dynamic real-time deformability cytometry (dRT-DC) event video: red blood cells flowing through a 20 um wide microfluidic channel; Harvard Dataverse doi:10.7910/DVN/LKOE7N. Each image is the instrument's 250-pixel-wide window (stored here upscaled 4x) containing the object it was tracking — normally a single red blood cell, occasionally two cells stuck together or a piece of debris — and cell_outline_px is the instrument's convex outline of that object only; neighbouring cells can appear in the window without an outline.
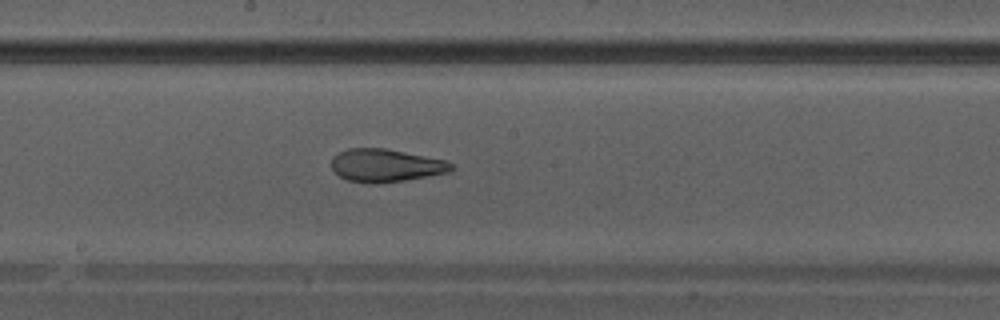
{"species": "Egyptian fruit bat (a non-hibernating species)", "species_latin": "Rousettus aegyptiacus", "temperature_condition": "warm", "stored_images_in_passage": 38, "camera_frame_rate_fps": 3000, "um_per_image_px": 0.085, "animal": {"sex": "male"}, "frame": {"image": 1, "passage_image": 22, "time_ms": 7.0, "image_size_px": [1000, 320], "cell_outline_px": [[452, 172], [380, 184], [368, 184], [348, 180], [340, 176], [332, 168], [332, 156], [348, 148], [384, 148], [448, 160], [452, 164]], "centroid_in_image_um": [32.81, 14.07], "position_along_channel_um": 215.4, "area_um2": 23.12}}